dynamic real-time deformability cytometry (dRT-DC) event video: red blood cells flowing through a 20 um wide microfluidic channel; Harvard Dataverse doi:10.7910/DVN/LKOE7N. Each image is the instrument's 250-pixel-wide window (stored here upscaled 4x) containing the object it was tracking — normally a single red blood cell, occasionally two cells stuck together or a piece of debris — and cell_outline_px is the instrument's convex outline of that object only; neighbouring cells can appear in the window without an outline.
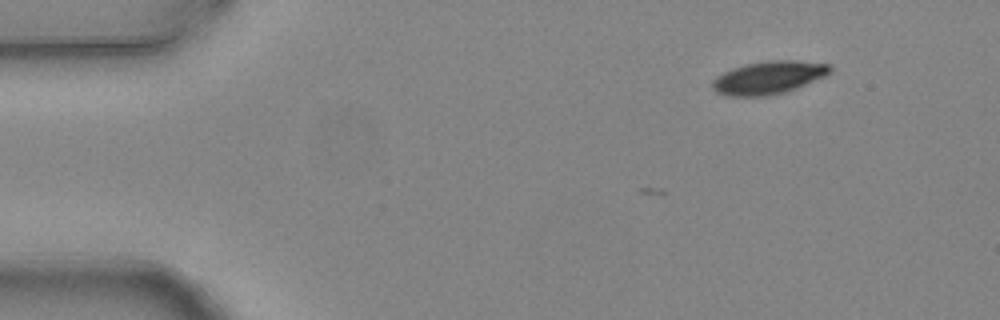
{"species": "common noctule bat (a hibernating species)", "species_latin": "Nyctalus noctula", "temperature_condition": "warm", "stored_images_in_passage": 5, "camera_frame_rate_fps": 3000, "um_per_image_px": 0.085, "animal": {"sex": "female", "body_mass_g": 24.6, "forearm_length_mm": 56.2}, "frame": {"image": 1, "passage_image": 2, "time_ms": 0.333, "image_size_px": [1000, 320], "cell_outline_px": [[832, 72], [824, 76], [796, 88], [784, 92], [768, 96], [724, 96], [716, 92], [712, 88], [712, 80], [716, 76], [732, 68], [744, 64], [768, 60], [796, 60], [832, 64]], "centroid_in_image_um": [65.32, 6.59], "position_along_channel_um": 19.7, "area_um2": 22.77}}
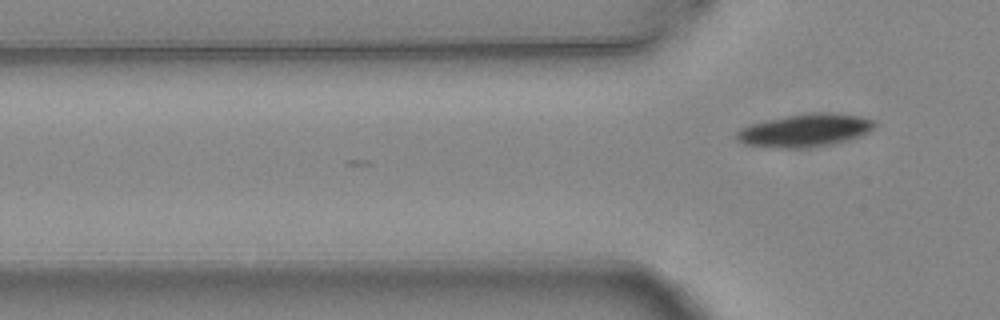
{"frame": {"image": 2, "passage_image": 5, "time_ms": 1.333, "image_size_px": [1000, 320], "cell_outline_px": [[876, 128], [872, 132], [860, 136], [828, 144], [804, 148], [784, 148], [744, 144], [736, 140], [736, 132], [740, 128], [752, 124], [768, 120], [788, 116], [856, 116], [876, 120]], "centroid_in_image_um": [68.39, 11.14], "position_along_channel_um": 57.4, "area_um2": 24.97}}